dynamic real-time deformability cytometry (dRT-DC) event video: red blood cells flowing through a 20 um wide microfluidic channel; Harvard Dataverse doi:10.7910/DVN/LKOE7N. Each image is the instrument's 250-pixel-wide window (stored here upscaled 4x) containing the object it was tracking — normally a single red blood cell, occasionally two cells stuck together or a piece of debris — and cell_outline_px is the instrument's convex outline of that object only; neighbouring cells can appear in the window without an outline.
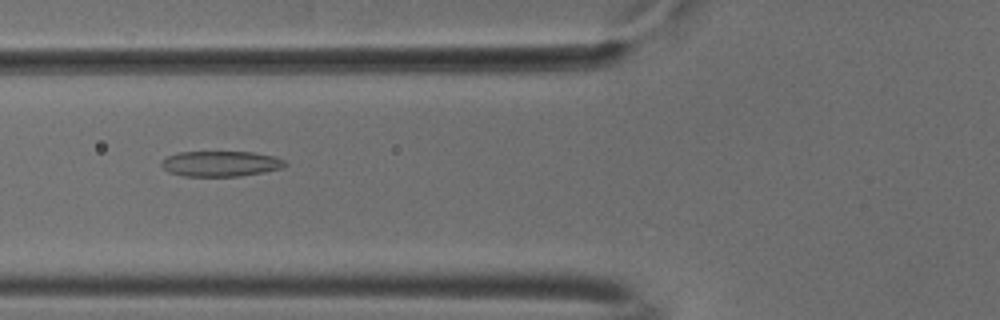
{"species": "common noctule bat (a hibernating species)", "species_latin": "Nyctalus noctula", "temperature_condition": "cold", "stored_images_in_passage": 54, "camera_frame_rate_fps": 3000, "um_per_image_px": 0.085, "animal": {"sex": "male", "body_mass_g": 18.8}, "frame": {"image": 1, "passage_image": 21, "time_ms": 6.667, "image_size_px": [1000, 320], "cell_outline_px": [[288, 164], [280, 168], [264, 172], [240, 176], [184, 176], [168, 172], [160, 164], [160, 160], [176, 152], [252, 152], [272, 156], [284, 160]], "centroid_in_image_um": [18.71, 13.91], "position_along_channel_um": 107.1, "area_um2": 18.32}}
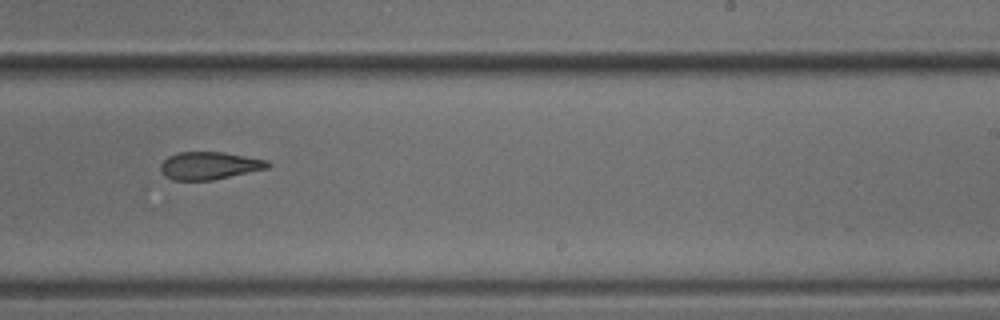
{"frame": {"image": 2, "passage_image": 34, "time_ms": 11.0, "image_size_px": [1000, 320], "cell_outline_px": [[272, 164], [268, 168], [212, 180], [172, 180], [164, 176], [160, 172], [160, 164], [168, 156], [176, 152], [224, 152], [268, 160]], "centroid_in_image_um": [17.77, 14.07], "position_along_channel_um": 271.2, "area_um2": 17.4}}
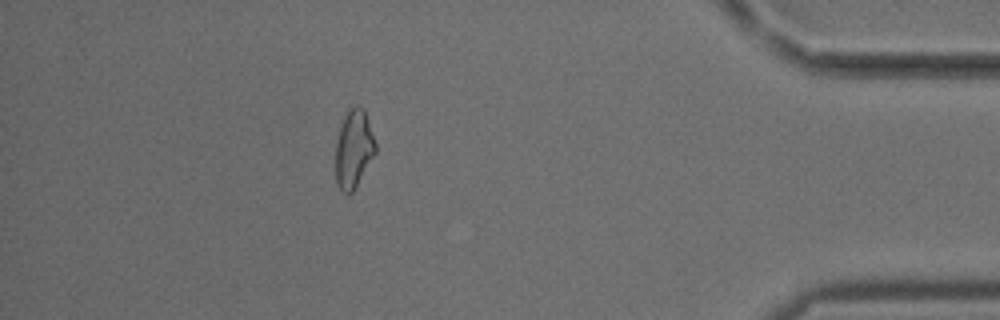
{"frame": {"image": 3, "passage_image": 48, "time_ms": 15.667, "image_size_px": [1000, 320], "cell_outline_px": [[376, 152], [352, 192], [348, 196], [336, 184], [336, 140], [348, 104], [360, 104], [364, 108], [376, 144]], "centroid_in_image_um": [30.06, 12.58], "position_along_channel_um": 405.1, "area_um2": 18.32}, "authors_computed_cell_mechanics": {"area_um2": 18.785, "velocity_mm_per_s": 3.7905, "shape_relaxation_time_tau1_ms": null, "shape_relaxation_time_tau2_ms": 3.8773, "deformation_change_tau1": null, "deformation_change_tau2": 0.1279}}